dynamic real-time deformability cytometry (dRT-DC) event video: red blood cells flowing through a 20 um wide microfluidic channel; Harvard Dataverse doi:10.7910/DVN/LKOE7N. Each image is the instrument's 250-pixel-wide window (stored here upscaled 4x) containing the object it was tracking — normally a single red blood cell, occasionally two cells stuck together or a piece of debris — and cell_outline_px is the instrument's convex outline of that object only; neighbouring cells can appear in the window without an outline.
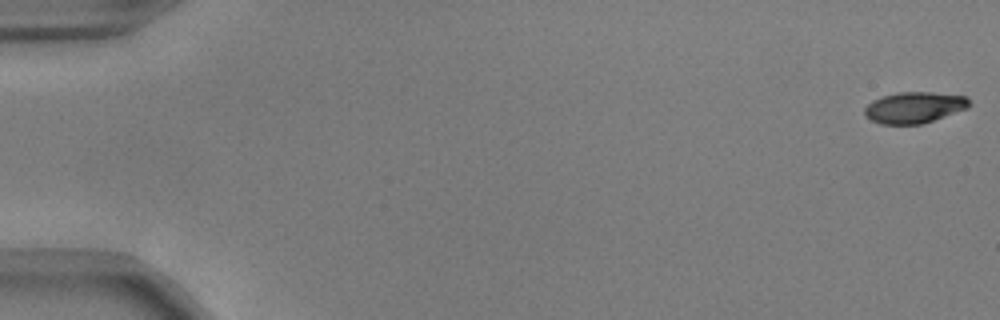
{"species": "common noctule bat (a hibernating species)", "species_latin": "Nyctalus noctula", "temperature_condition": "warm", "stored_images_in_passage": 55, "camera_frame_rate_fps": 3000, "um_per_image_px": 0.085, "animal": {"sex": "male", "body_mass_g": 17.9, "forearm_length_mm": 54.2}, "frame": {"image": 1, "passage_image": 1, "time_ms": 0.0, "image_size_px": [1000, 320], "cell_outline_px": [[972, 104], [968, 108], [920, 124], [880, 124], [864, 116], [864, 108], [872, 100], [884, 96], [900, 92], [932, 92], [964, 96]], "centroid_in_image_um": [77.69, 9.13], "position_along_channel_um": 7.3, "area_um2": 18.84}}
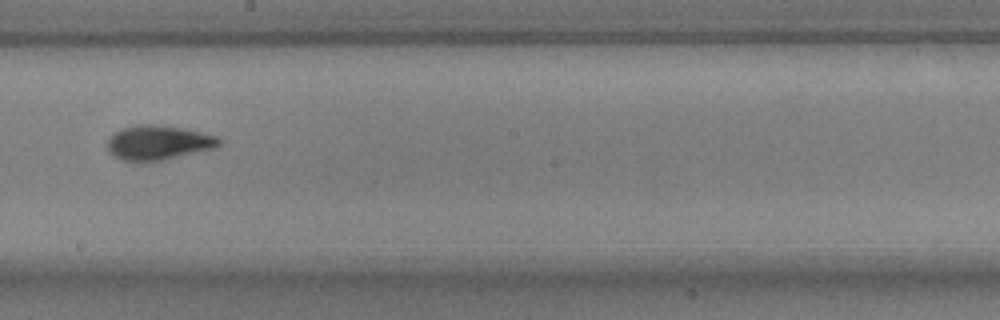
{"frame": {"image": 2, "passage_image": 32, "time_ms": 10.333, "image_size_px": [1000, 320], "cell_outline_px": [[224, 140], [220, 144], [212, 148], [164, 160], [120, 160], [108, 152], [108, 140], [120, 128], [136, 124], [164, 124], [200, 132], [216, 136]], "centroid_in_image_um": [13.45, 12.09], "position_along_channel_um": 234.8, "area_um2": 22.31}}
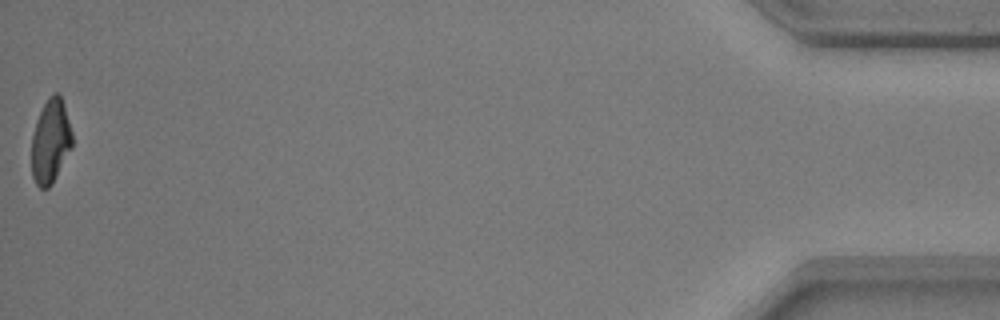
{"frame": {"image": 3, "passage_image": 55, "time_ms": 18.0, "image_size_px": [1000, 320], "cell_outline_px": [[72, 148], [52, 184], [48, 188], [40, 188], [36, 184], [32, 176], [32, 136], [36, 120], [48, 96], [52, 92], [56, 92], [60, 96], [72, 132]], "centroid_in_image_um": [4.29, 12.03], "position_along_channel_um": 430.9, "area_um2": 19.77}, "authors_computed_cell_mechanics": {"area_um2": 21.097, "velocity_mm_per_s": 3.7293, "shape_relaxation_time_tau1_ms": 3.1999, "shape_relaxation_time_tau2_ms": 1.916, "deformation_change_tau1": 0.1459, "deformation_change_tau2": 0.0677}}